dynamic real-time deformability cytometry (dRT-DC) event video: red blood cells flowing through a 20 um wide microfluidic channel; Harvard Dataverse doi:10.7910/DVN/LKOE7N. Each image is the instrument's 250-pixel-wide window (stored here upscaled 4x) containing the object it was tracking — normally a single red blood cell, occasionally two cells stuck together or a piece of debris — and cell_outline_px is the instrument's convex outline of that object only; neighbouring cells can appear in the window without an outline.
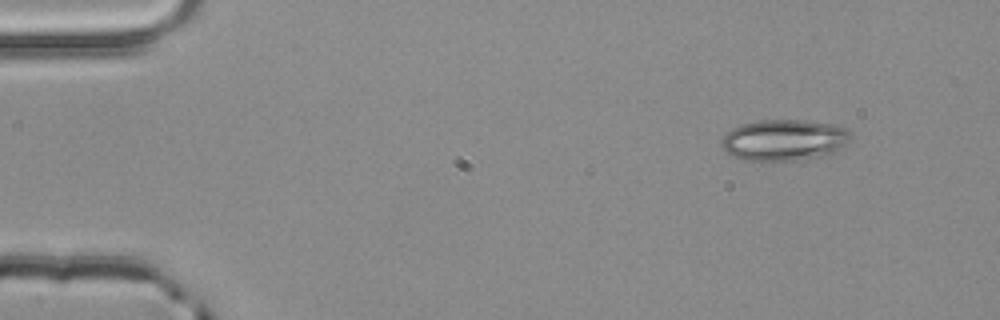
{"species": "common noctule bat (a hibernating species)", "species_latin": "Nyctalus noctula", "temperature_condition": "room temperature", "stored_images_in_passage": 3, "camera_frame_rate_fps": 3000, "um_per_image_px": 0.085, "animal": {"sex": "male", "body_mass_g": 20.4}, "frame": {"image": 1, "passage_image": 1, "time_ms": 0.0, "image_size_px": [1000, 320], "cell_outline_px": [[852, 136], [836, 152], [828, 156], [796, 160], [744, 160], [732, 156], [720, 144], [720, 140], [732, 128], [740, 124], [760, 120], [808, 120], [832, 124], [844, 128], [852, 132]], "centroid_in_image_um": [66.67, 11.9], "position_along_channel_um": 18.3, "area_um2": 31.15}}